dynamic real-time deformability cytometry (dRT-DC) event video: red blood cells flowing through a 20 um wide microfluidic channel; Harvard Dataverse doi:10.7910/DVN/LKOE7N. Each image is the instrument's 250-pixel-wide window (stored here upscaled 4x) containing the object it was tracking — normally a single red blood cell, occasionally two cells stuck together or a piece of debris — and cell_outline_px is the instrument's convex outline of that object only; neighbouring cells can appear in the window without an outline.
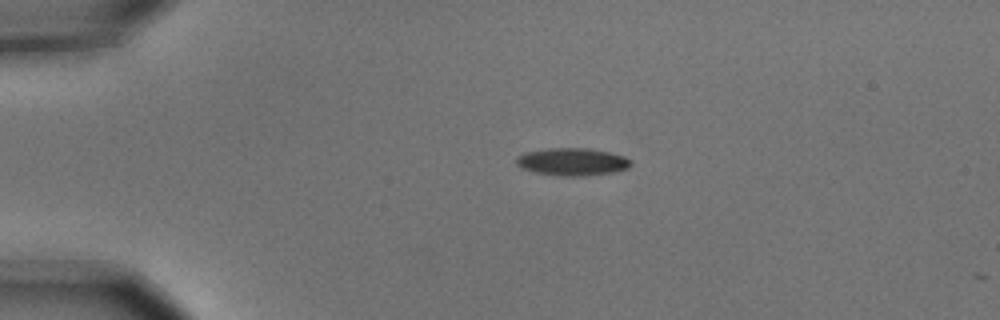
{"species": "common noctule bat (a hibernating species)", "species_latin": "Nyctalus noctula", "temperature_condition": "cold", "stored_images_in_passage": 2, "camera_frame_rate_fps": 3000, "um_per_image_px": 0.085, "animal": {"sex": "male", "body_mass_g": 15.6}, "frame": {"image": 1, "passage_image": 1, "time_ms": 0.0, "image_size_px": [1000, 320], "cell_outline_px": [[632, 164], [628, 168], [612, 172], [584, 176], [564, 176], [536, 172], [520, 168], [516, 164], [516, 156], [524, 152], [548, 148], [584, 148], [608, 152], [624, 156]], "centroid_in_image_um": [48.59, 13.75], "position_along_channel_um": 36.4, "area_um2": 18.26}}